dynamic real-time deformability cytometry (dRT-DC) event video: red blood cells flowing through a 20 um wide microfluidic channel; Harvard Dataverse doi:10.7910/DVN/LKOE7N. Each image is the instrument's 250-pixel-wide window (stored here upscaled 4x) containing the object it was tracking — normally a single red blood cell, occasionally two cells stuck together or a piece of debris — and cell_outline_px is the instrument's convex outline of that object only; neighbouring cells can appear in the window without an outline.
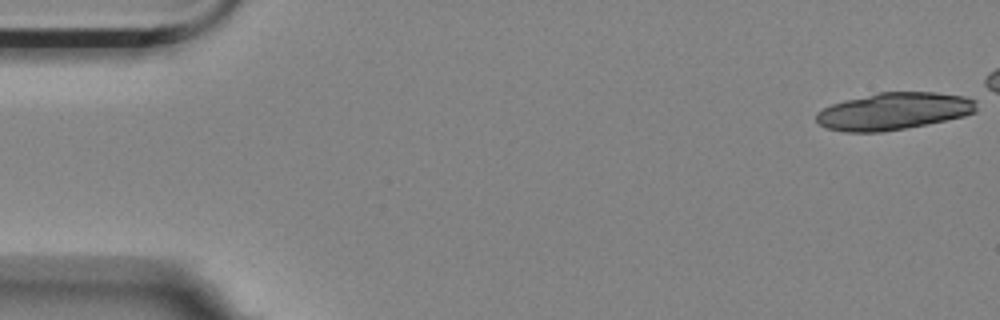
{"species": "Egyptian fruit bat (a non-hibernating species)", "species_latin": "Rousettus aegyptiacus", "temperature_condition": "room temperature", "stored_images_in_passage": 5, "camera_frame_rate_fps": 3000, "um_per_image_px": 0.085, "animal": {"sex": "female"}, "frame": {"image": 1, "passage_image": 1, "time_ms": 0.0, "image_size_px": [1000, 320], "cell_outline_px": [[976, 112], [964, 116], [928, 124], [884, 132], [848, 132], [828, 128], [820, 124], [816, 120], [816, 112], [832, 104], [844, 100], [880, 92], [936, 92], [976, 96]], "centroid_in_image_um": [76.05, 9.44], "position_along_channel_um": 9.0, "area_um2": 35.03}}